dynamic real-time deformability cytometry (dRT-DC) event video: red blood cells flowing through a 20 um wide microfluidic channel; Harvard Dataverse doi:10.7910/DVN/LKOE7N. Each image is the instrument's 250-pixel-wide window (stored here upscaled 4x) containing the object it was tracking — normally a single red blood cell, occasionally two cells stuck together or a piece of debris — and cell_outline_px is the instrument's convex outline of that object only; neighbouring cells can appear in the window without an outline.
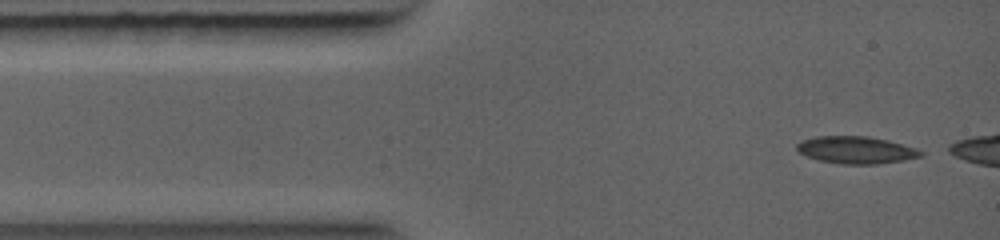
{"species": "common noctule bat (a hibernating species)", "species_latin": "Nyctalus noctula", "temperature_condition": "warm", "stored_images_in_passage": 33, "camera_frame_rate_fps": 5000, "um_per_image_px": 0.085, "animal": {"sex": "female", "body_mass_g": 19.0, "forearm_length_mm": 56.7}, "frame": {"image": 1, "passage_image": 1, "time_ms": 0.0, "image_size_px": [1000, 240], "cell_outline_px": [[924, 156], [904, 160], [876, 164], [840, 164], [820, 160], [808, 156], [800, 152], [796, 148], [796, 144], [800, 140], [816, 136], [868, 136], [888, 140], [916, 148], [924, 152]], "centroid_in_image_um": [72.78, 12.74], "position_along_channel_um": 12.2, "area_um2": 19.71}}
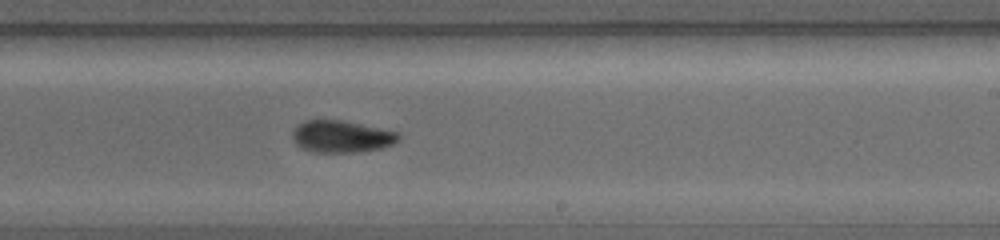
{"frame": {"image": 2, "passage_image": 20, "time_ms": 6.0, "image_size_px": [1000, 240], "cell_outline_px": [[400, 140], [392, 144], [380, 148], [360, 152], [308, 152], [300, 148], [292, 140], [292, 132], [296, 124], [304, 120], [340, 120], [400, 132]], "centroid_in_image_um": [28.98, 11.61], "position_along_channel_um": 260.0, "area_um2": 20.06}}
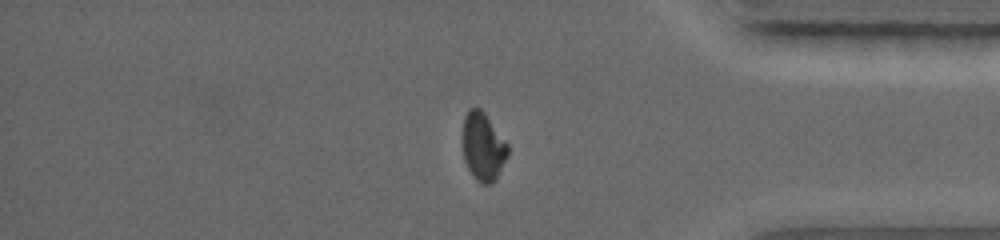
{"frame": {"image": 3, "passage_image": 32, "time_ms": 9.0, "image_size_px": [1000, 240], "cell_outline_px": [[508, 156], [496, 180], [492, 184], [480, 184], [472, 176], [464, 160], [460, 144], [460, 132], [464, 116], [468, 108], [476, 104], [484, 112], [508, 144]], "centroid_in_image_um": [41.0, 12.44], "position_along_channel_um": 394.2, "area_um2": 18.9}}